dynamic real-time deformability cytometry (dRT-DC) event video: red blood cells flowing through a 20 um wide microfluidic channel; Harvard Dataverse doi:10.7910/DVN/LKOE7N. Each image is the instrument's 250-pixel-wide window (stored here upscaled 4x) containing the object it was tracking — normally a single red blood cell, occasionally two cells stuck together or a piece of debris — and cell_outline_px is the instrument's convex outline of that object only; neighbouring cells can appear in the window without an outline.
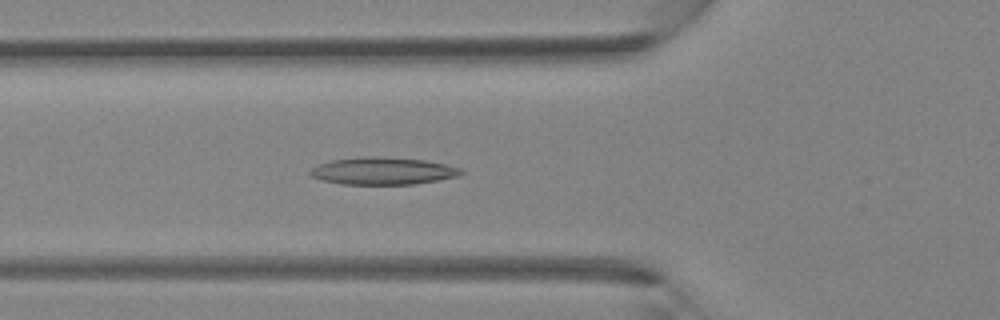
{"species": "Egyptian fruit bat (a non-hibernating species)", "species_latin": "Rousettus aegyptiacus", "temperature_condition": "room temperature", "stored_images_in_passage": 31, "camera_frame_rate_fps": 3000, "um_per_image_px": 0.085, "animal": {"sex": "female"}, "frame": {"image": 1, "passage_image": 8, "time_ms": 2.333, "image_size_px": [1000, 320], "cell_outline_px": [[464, 172], [460, 176], [412, 184], [340, 184], [320, 180], [312, 176], [308, 172], [312, 168], [320, 164], [332, 160], [360, 156], [380, 156], [424, 160], [444, 164], [460, 168]], "centroid_in_image_um": [32.52, 14.52], "position_along_channel_um": 93.3, "area_um2": 23.99}}
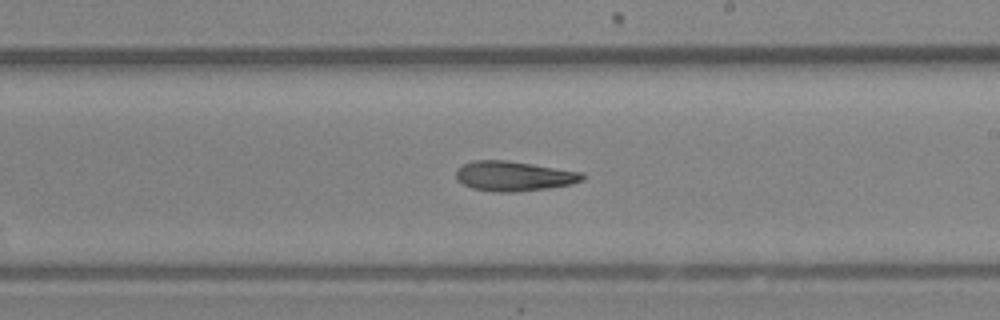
{"frame": {"image": 2, "passage_image": 17, "time_ms": 5.333, "image_size_px": [1000, 320], "cell_outline_px": [[588, 176], [584, 180], [572, 184], [548, 188], [516, 192], [492, 192], [472, 188], [456, 180], [456, 172], [464, 164], [472, 160], [508, 160], [584, 172]], "centroid_in_image_um": [43.73, 14.97], "position_along_channel_um": 245.3, "area_um2": 22.25}}
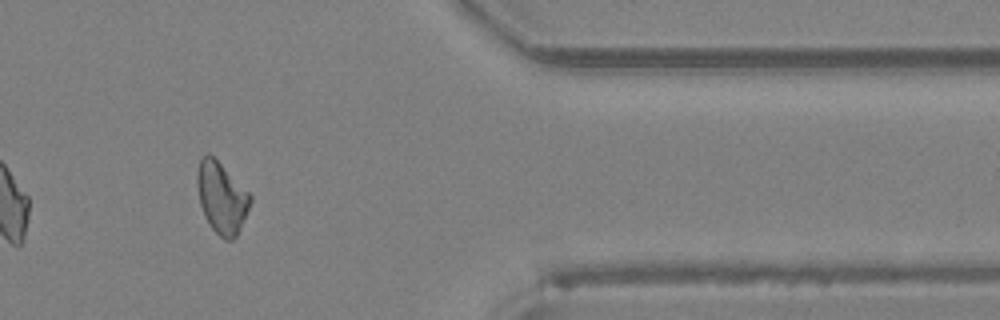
{"frame": {"image": 3, "passage_image": 27, "time_ms": 8.667, "image_size_px": [1000, 320], "cell_outline_px": [[252, 200], [236, 236], [232, 240], [224, 240], [212, 228], [200, 204], [196, 180], [196, 176], [200, 160], [208, 152], [252, 196]], "centroid_in_image_um": [18.83, 16.81], "position_along_channel_um": 392.6, "area_um2": 21.33}}